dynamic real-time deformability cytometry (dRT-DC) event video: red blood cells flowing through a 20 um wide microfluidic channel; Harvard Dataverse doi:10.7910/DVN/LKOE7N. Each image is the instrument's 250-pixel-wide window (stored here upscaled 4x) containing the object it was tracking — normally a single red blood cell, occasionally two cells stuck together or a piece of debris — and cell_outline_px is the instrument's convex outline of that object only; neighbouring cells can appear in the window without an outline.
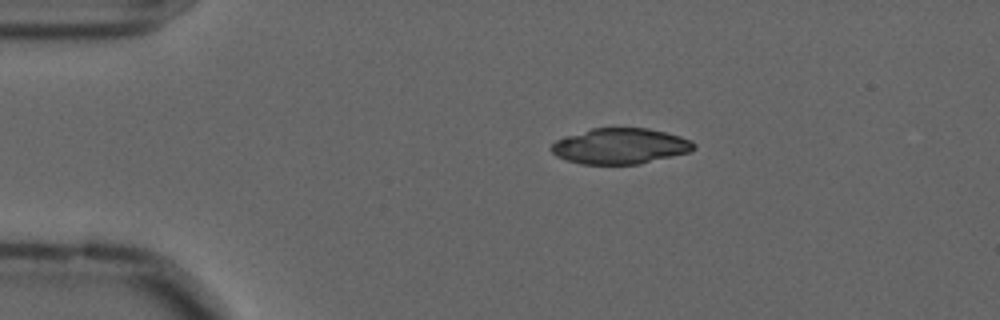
{"species": "common noctule bat (a hibernating species)", "species_latin": "Nyctalus noctula", "temperature_condition": "cold", "stored_images_in_passage": 11, "camera_frame_rate_fps": 3000, "um_per_image_px": 0.085, "animal": {"sex": "male", "forearm_length_mm": 52.5}, "frame": {"image": 1, "passage_image": 1, "time_ms": 0.0, "image_size_px": [1000, 320], "cell_outline_px": [[696, 148], [688, 152], [640, 164], [580, 164], [556, 156], [552, 152], [552, 144], [556, 140], [564, 136], [592, 128], [648, 128], [680, 136], [692, 140], [696, 144]], "centroid_in_image_um": [52.72, 12.42], "position_along_channel_um": 32.3, "area_um2": 29.59}}